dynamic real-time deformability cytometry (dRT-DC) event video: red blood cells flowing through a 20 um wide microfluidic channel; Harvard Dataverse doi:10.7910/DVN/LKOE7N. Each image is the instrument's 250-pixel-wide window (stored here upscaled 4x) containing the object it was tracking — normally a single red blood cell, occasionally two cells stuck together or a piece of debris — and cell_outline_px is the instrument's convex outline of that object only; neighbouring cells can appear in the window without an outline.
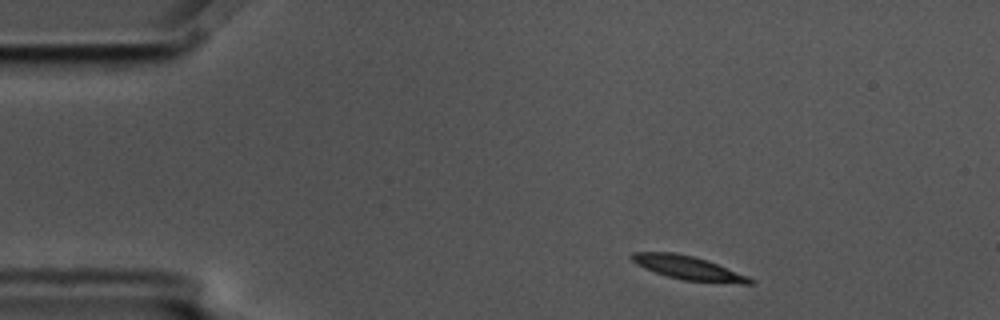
{"species": "common noctule bat (a hibernating species)", "species_latin": "Nyctalus noctula", "temperature_condition": "cold", "stored_images_in_passage": 13, "camera_frame_rate_fps": 3000, "um_per_image_px": 0.085, "animal": {"sex": "male", "body_mass_g": 17.5, "forearm_length_mm": 52.3}, "frame": {"image": 1, "passage_image": 1, "time_ms": 0.0, "image_size_px": [1000, 320], "cell_outline_px": [[756, 284], [740, 284], [684, 280], [668, 276], [644, 268], [636, 264], [628, 256], [632, 252], [672, 252], [692, 256], [708, 260], [748, 276]], "centroid_in_image_um": [58.5, 22.77], "position_along_channel_um": 26.5, "area_um2": 16.3}}
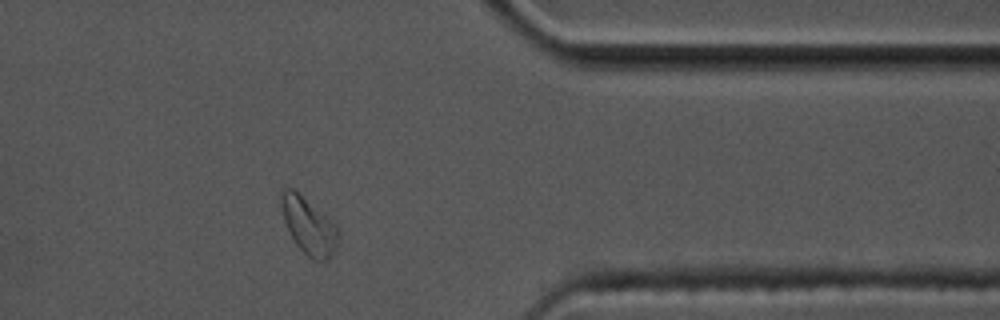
{"frame": {"image": 2, "passage_image": 11, "time_ms": 3.333, "image_size_px": [1000, 320], "cell_outline_px": [[340, 232], [336, 244], [328, 260], [312, 260], [296, 244], [284, 220], [280, 200], [280, 196], [284, 188], [292, 188], [336, 224]], "centroid_in_image_um": [26.24, 19.2], "position_along_channel_um": 385.2, "area_um2": 18.32}}
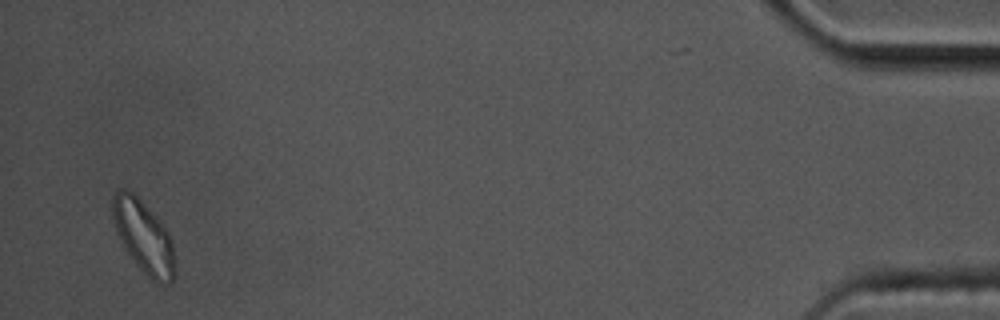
{"frame": {"image": 3, "passage_image": 13, "time_ms": 4.0, "image_size_px": [1000, 320], "cell_outline_px": [[176, 276], [168, 284], [156, 284], [140, 268], [124, 248], [116, 232], [112, 216], [112, 196], [120, 188], [124, 188], [132, 192], [160, 220], [168, 232], [172, 240], [176, 264]], "centroid_in_image_um": [12.23, 20.15], "position_along_channel_um": 423.0, "area_um2": 26.53}}